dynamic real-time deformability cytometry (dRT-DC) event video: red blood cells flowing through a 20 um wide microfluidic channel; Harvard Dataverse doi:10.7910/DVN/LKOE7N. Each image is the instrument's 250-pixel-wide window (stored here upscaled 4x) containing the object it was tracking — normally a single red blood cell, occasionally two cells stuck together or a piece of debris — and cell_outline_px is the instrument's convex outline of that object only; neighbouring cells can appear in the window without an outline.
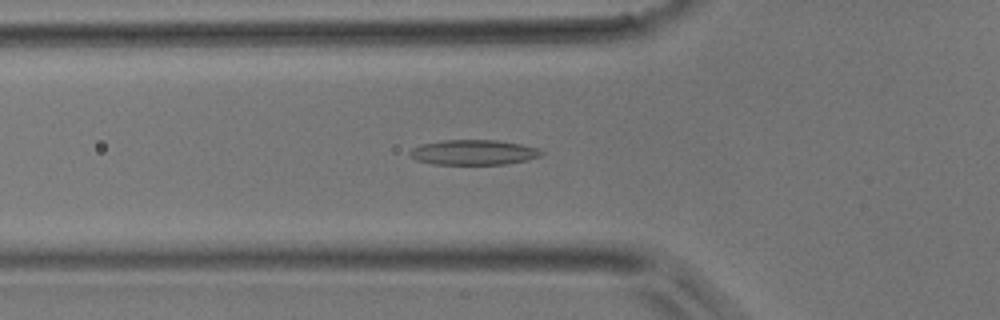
{"species": "common noctule bat (a hibernating species)", "species_latin": "Nyctalus noctula", "temperature_condition": "room temperature", "stored_images_in_passage": 48, "camera_frame_rate_fps": 3000, "um_per_image_px": 0.085, "animal": {"sex": "male", "body_mass_g": 17.9}, "frame": {"image": 1, "passage_image": 16, "time_ms": 5.0, "image_size_px": [1000, 320], "cell_outline_px": [[544, 152], [540, 156], [528, 160], [504, 164], [436, 164], [416, 160], [408, 156], [408, 152], [412, 148], [420, 144], [444, 140], [496, 140], [520, 144], [536, 148]], "centroid_in_image_um": [40.21, 12.95], "position_along_channel_um": 85.6, "area_um2": 19.19}}
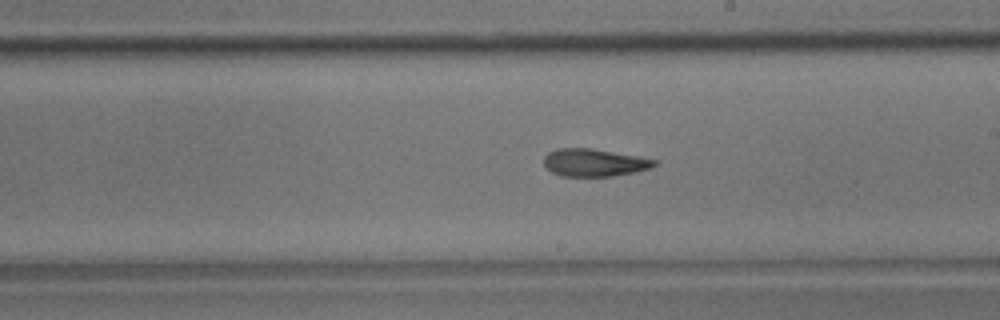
{"frame": {"image": 2, "passage_image": 27, "time_ms": 8.667, "image_size_px": [1000, 320], "cell_outline_px": [[656, 164], [652, 168], [636, 172], [612, 176], [560, 176], [552, 172], [544, 164], [544, 156], [548, 152], [556, 148], [592, 148], [636, 156], [656, 160]], "centroid_in_image_um": [50.49, 13.82], "position_along_channel_um": 238.5, "area_um2": 17.74}}
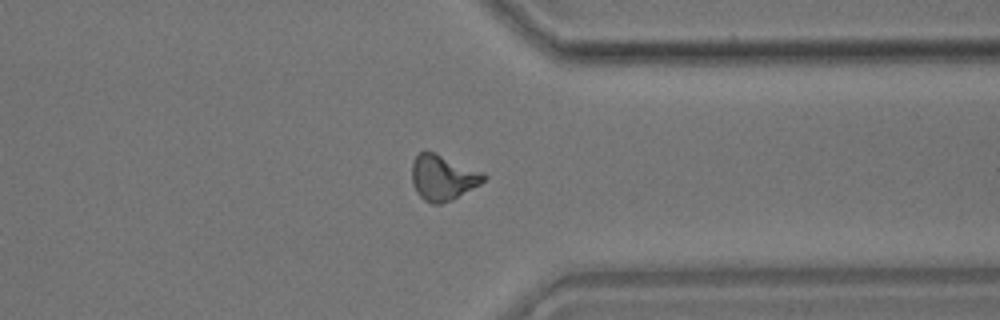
{"frame": {"image": 3, "passage_image": 37, "time_ms": 12.0, "image_size_px": [1000, 320], "cell_outline_px": [[488, 176], [480, 184], [452, 200], [440, 204], [432, 204], [424, 200], [416, 192], [412, 184], [412, 164], [416, 156], [420, 152], [436, 152], [484, 172]], "centroid_in_image_um": [37.65, 15.09], "position_along_channel_um": 373.7, "area_um2": 19.13}}